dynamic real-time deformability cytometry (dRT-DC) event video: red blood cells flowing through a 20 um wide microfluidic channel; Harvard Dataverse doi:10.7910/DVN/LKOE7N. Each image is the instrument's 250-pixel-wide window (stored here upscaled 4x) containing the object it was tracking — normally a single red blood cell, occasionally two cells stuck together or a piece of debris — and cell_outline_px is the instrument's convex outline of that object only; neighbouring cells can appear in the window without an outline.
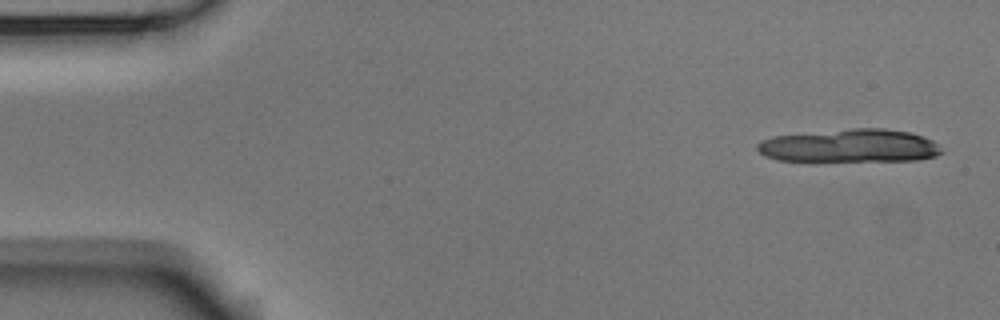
{"species": "Egyptian fruit bat (a non-hibernating species)", "species_latin": "Rousettus aegyptiacus", "temperature_condition": "room temperature", "stored_images_in_passage": 6, "camera_frame_rate_fps": 3000, "um_per_image_px": 0.085, "animal": {"sex": "male"}, "frame": {"image": 1, "passage_image": 1, "time_ms": 0.0, "image_size_px": [1000, 320], "cell_outline_px": [[944, 152], [936, 156], [920, 160], [776, 160], [764, 156], [756, 148], [756, 144], [772, 136], [852, 128], [884, 128], [908, 132], [924, 136], [932, 140]], "centroid_in_image_um": [72.25, 12.38], "position_along_channel_um": 12.8, "area_um2": 35.37}}
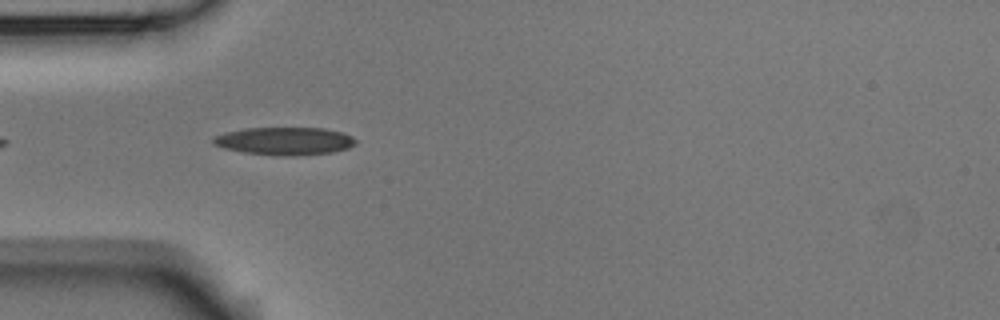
{"frame": {"image": 2, "passage_image": 5, "time_ms": 1.333, "image_size_px": [1000, 320], "cell_outline_px": [[356, 144], [348, 148], [332, 152], [244, 152], [224, 148], [216, 144], [212, 140], [216, 136], [224, 132], [244, 128], [324, 128], [344, 132], [352, 136], [356, 140]], "centroid_in_image_um": [24.22, 11.91], "position_along_channel_um": 60.8, "area_um2": 21.62}}
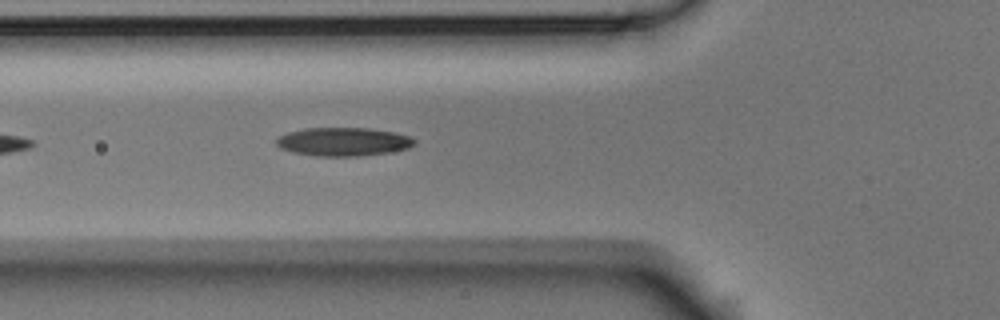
{"frame": {"image": 3, "passage_image": 6, "time_ms": 1.667, "image_size_px": [1000, 320], "cell_outline_px": [[416, 144], [408, 148], [388, 152], [360, 156], [320, 156], [296, 152], [280, 148], [276, 144], [276, 140], [280, 136], [288, 132], [304, 128], [368, 128], [392, 132], [412, 136], [416, 140]], "centroid_in_image_um": [29.22, 12.04], "position_along_channel_um": 96.6, "area_um2": 22.77}}